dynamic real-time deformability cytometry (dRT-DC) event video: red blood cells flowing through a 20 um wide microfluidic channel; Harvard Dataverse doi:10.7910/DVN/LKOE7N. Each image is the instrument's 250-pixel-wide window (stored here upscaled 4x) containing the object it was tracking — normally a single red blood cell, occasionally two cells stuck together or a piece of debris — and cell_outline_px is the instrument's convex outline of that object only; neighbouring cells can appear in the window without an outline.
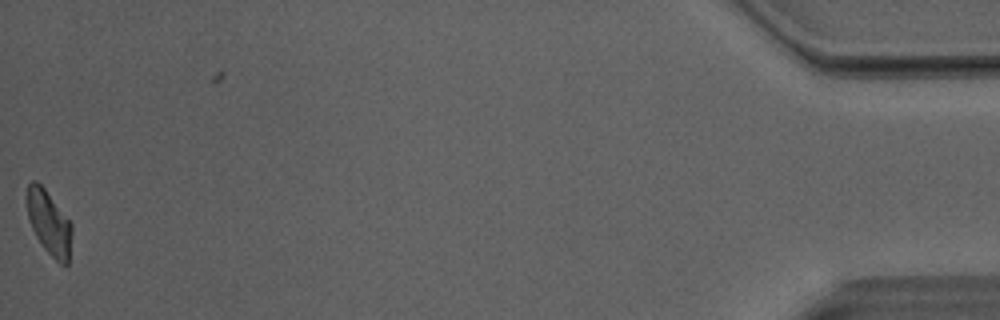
{"species": "Egyptian fruit bat (a non-hibernating species)", "species_latin": "Rousettus aegyptiacus", "temperature_condition": "room temperature", "stored_images_in_passage": 43, "camera_frame_rate_fps": 3000, "um_per_image_px": 0.085, "animal": {"sex": "male"}, "frame": {"image": 1, "passage_image": 42, "time_ms": 13.667, "image_size_px": [1000, 320], "cell_outline_px": [[72, 232], [68, 264], [64, 268], [44, 248], [36, 236], [32, 228], [28, 216], [28, 184], [32, 180], [36, 180], [44, 188], [72, 224]], "centroid_in_image_um": [4.19, 18.98], "position_along_channel_um": 431.0, "area_um2": 16.47}, "authors_computed_cell_mechanics": {"area_um2": 17.8602, "velocity_mm_per_s": 4.0646, "shape_relaxation_time_tau1_ms": 6.6525, "shape_relaxation_time_tau2_ms": 4.3063, "deformation_change_tau1": 0.1754, "deformation_change_tau2": 0.117}}